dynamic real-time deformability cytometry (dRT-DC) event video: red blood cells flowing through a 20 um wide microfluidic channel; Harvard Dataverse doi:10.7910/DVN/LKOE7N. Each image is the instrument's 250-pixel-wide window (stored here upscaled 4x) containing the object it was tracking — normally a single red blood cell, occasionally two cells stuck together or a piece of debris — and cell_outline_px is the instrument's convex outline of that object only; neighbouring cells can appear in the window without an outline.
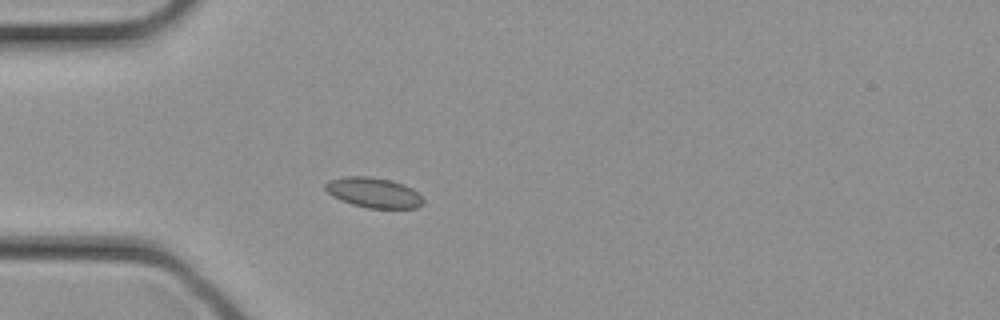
{"species": "common noctule bat (a hibernating species)", "species_latin": "Nyctalus noctula", "temperature_condition": "cold", "stored_images_in_passage": 27, "camera_frame_rate_fps": 3000, "um_per_image_px": 0.085, "animal": {"sex": "female", "body_mass_g": 21.9}, "frame": {"image": 1, "passage_image": 6, "time_ms": 1.667, "image_size_px": [1000, 320], "cell_outline_px": [[424, 204], [416, 208], [368, 208], [352, 204], [340, 200], [332, 196], [324, 188], [324, 184], [328, 180], [344, 176], [368, 176], [392, 180], [404, 184], [412, 188], [424, 200]], "centroid_in_image_um": [31.74, 16.36], "position_along_channel_um": 53.3, "area_um2": 17.34}}
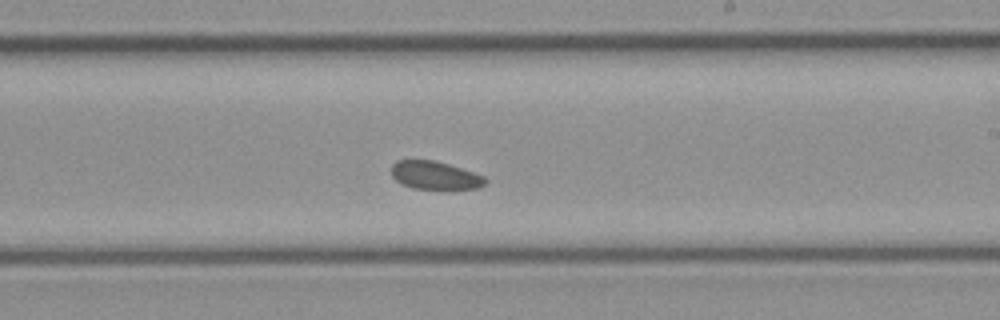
{"frame": {"image": 2, "passage_image": 16, "time_ms": 5.0, "image_size_px": [1000, 320], "cell_outline_px": [[488, 180], [480, 188], [444, 192], [412, 188], [396, 180], [392, 176], [392, 164], [396, 160], [436, 160], [484, 176]], "centroid_in_image_um": [37.01, 14.96], "position_along_channel_um": 252.0, "area_um2": 16.07}}
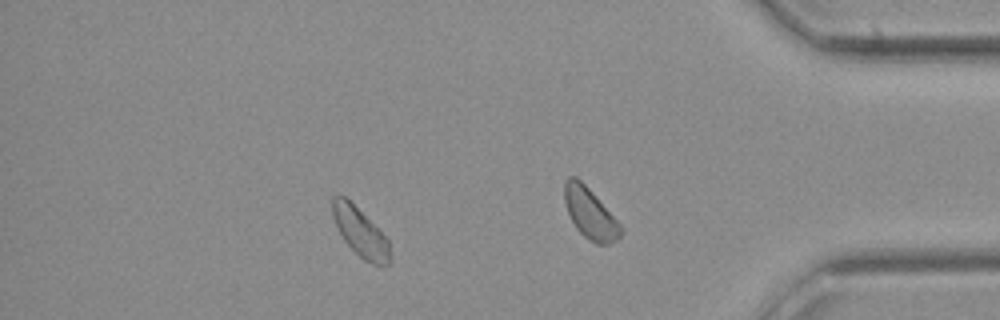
{"frame": {"image": 3, "passage_image": 23, "time_ms": 7.333, "image_size_px": [1000, 320], "cell_outline_px": [[392, 260], [388, 264], [372, 264], [364, 260], [344, 240], [332, 216], [332, 196], [344, 196], [388, 240]], "centroid_in_image_um": [30.62, 19.77], "position_along_channel_um": 404.6, "area_um2": 15.61}}